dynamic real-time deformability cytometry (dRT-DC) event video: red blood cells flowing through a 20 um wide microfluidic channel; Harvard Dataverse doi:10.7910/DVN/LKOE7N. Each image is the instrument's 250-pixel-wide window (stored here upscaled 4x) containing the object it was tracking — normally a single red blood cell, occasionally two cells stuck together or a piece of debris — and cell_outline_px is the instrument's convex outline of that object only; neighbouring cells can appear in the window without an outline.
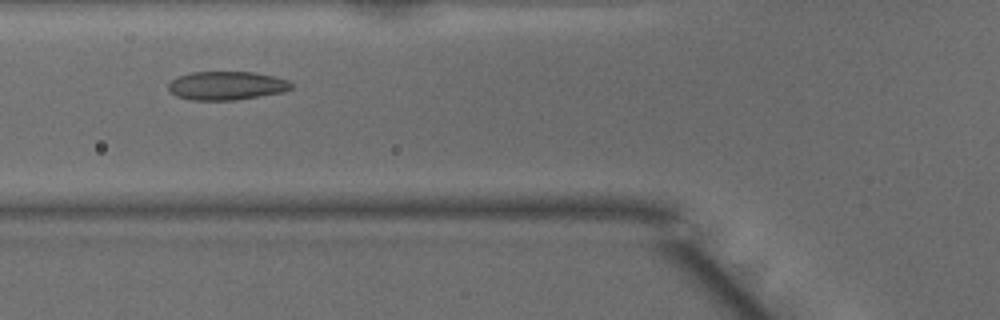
{"species": "common noctule bat (a hibernating species)", "species_latin": "Nyctalus noctula", "temperature_condition": "warm", "stored_images_in_passage": 9, "camera_frame_rate_fps": 3000, "um_per_image_px": 0.085, "animal": {"sex": "male", "body_mass_g": 15.6}, "frame": {"image": 1, "passage_image": 3, "time_ms": 0.667, "image_size_px": [1000, 320], "cell_outline_px": [[292, 88], [284, 92], [236, 100], [192, 100], [176, 96], [168, 88], [168, 84], [176, 76], [192, 72], [256, 72], [288, 80], [292, 84]], "centroid_in_image_um": [19.26, 7.28], "position_along_channel_um": 106.5, "area_um2": 20.52}}